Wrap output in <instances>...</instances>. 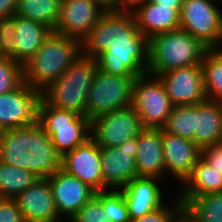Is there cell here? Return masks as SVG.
I'll return each mask as SVG.
<instances>
[{"mask_svg": "<svg viewBox=\"0 0 222 222\" xmlns=\"http://www.w3.org/2000/svg\"><path fill=\"white\" fill-rule=\"evenodd\" d=\"M62 156L37 122L0 133V161L47 178L61 168Z\"/></svg>", "mask_w": 222, "mask_h": 222, "instance_id": "obj_1", "label": "cell"}, {"mask_svg": "<svg viewBox=\"0 0 222 222\" xmlns=\"http://www.w3.org/2000/svg\"><path fill=\"white\" fill-rule=\"evenodd\" d=\"M149 39L138 29L130 9L117 8V36L95 59L98 68L116 76L147 73Z\"/></svg>", "mask_w": 222, "mask_h": 222, "instance_id": "obj_2", "label": "cell"}, {"mask_svg": "<svg viewBox=\"0 0 222 222\" xmlns=\"http://www.w3.org/2000/svg\"><path fill=\"white\" fill-rule=\"evenodd\" d=\"M82 54L81 41L51 31L37 52L23 64V81L43 92Z\"/></svg>", "mask_w": 222, "mask_h": 222, "instance_id": "obj_3", "label": "cell"}, {"mask_svg": "<svg viewBox=\"0 0 222 222\" xmlns=\"http://www.w3.org/2000/svg\"><path fill=\"white\" fill-rule=\"evenodd\" d=\"M208 47L182 29L149 38L147 73L159 75L189 65H201Z\"/></svg>", "mask_w": 222, "mask_h": 222, "instance_id": "obj_4", "label": "cell"}, {"mask_svg": "<svg viewBox=\"0 0 222 222\" xmlns=\"http://www.w3.org/2000/svg\"><path fill=\"white\" fill-rule=\"evenodd\" d=\"M98 69L95 58L81 54L60 78L42 92V98L52 107L87 117V97Z\"/></svg>", "mask_w": 222, "mask_h": 222, "instance_id": "obj_5", "label": "cell"}, {"mask_svg": "<svg viewBox=\"0 0 222 222\" xmlns=\"http://www.w3.org/2000/svg\"><path fill=\"white\" fill-rule=\"evenodd\" d=\"M38 123L61 156L91 138V120L88 117L52 107L43 98L38 106Z\"/></svg>", "mask_w": 222, "mask_h": 222, "instance_id": "obj_6", "label": "cell"}, {"mask_svg": "<svg viewBox=\"0 0 222 222\" xmlns=\"http://www.w3.org/2000/svg\"><path fill=\"white\" fill-rule=\"evenodd\" d=\"M131 106L143 127L154 129L165 126L174 107L160 78L148 73L135 77Z\"/></svg>", "mask_w": 222, "mask_h": 222, "instance_id": "obj_7", "label": "cell"}, {"mask_svg": "<svg viewBox=\"0 0 222 222\" xmlns=\"http://www.w3.org/2000/svg\"><path fill=\"white\" fill-rule=\"evenodd\" d=\"M134 79L135 76H116L98 69L87 97V117L92 120L131 106Z\"/></svg>", "mask_w": 222, "mask_h": 222, "instance_id": "obj_8", "label": "cell"}, {"mask_svg": "<svg viewBox=\"0 0 222 222\" xmlns=\"http://www.w3.org/2000/svg\"><path fill=\"white\" fill-rule=\"evenodd\" d=\"M215 1L184 0L179 13L180 29L208 48L222 46V10Z\"/></svg>", "mask_w": 222, "mask_h": 222, "instance_id": "obj_9", "label": "cell"}, {"mask_svg": "<svg viewBox=\"0 0 222 222\" xmlns=\"http://www.w3.org/2000/svg\"><path fill=\"white\" fill-rule=\"evenodd\" d=\"M144 129L138 113L129 106L92 119L90 136L99 147H119Z\"/></svg>", "mask_w": 222, "mask_h": 222, "instance_id": "obj_10", "label": "cell"}, {"mask_svg": "<svg viewBox=\"0 0 222 222\" xmlns=\"http://www.w3.org/2000/svg\"><path fill=\"white\" fill-rule=\"evenodd\" d=\"M110 7L106 0H64L54 31L82 41Z\"/></svg>", "mask_w": 222, "mask_h": 222, "instance_id": "obj_11", "label": "cell"}, {"mask_svg": "<svg viewBox=\"0 0 222 222\" xmlns=\"http://www.w3.org/2000/svg\"><path fill=\"white\" fill-rule=\"evenodd\" d=\"M42 92L23 82L0 95V131L26 127L38 122Z\"/></svg>", "mask_w": 222, "mask_h": 222, "instance_id": "obj_12", "label": "cell"}, {"mask_svg": "<svg viewBox=\"0 0 222 222\" xmlns=\"http://www.w3.org/2000/svg\"><path fill=\"white\" fill-rule=\"evenodd\" d=\"M138 136L119 147H100L103 182L112 190H120L137 178L136 154Z\"/></svg>", "mask_w": 222, "mask_h": 222, "instance_id": "obj_13", "label": "cell"}, {"mask_svg": "<svg viewBox=\"0 0 222 222\" xmlns=\"http://www.w3.org/2000/svg\"><path fill=\"white\" fill-rule=\"evenodd\" d=\"M174 106L196 105L207 99L201 65H189L157 75Z\"/></svg>", "mask_w": 222, "mask_h": 222, "instance_id": "obj_14", "label": "cell"}, {"mask_svg": "<svg viewBox=\"0 0 222 222\" xmlns=\"http://www.w3.org/2000/svg\"><path fill=\"white\" fill-rule=\"evenodd\" d=\"M61 169L95 192L110 190L103 182L100 147L91 138L62 156Z\"/></svg>", "mask_w": 222, "mask_h": 222, "instance_id": "obj_15", "label": "cell"}, {"mask_svg": "<svg viewBox=\"0 0 222 222\" xmlns=\"http://www.w3.org/2000/svg\"><path fill=\"white\" fill-rule=\"evenodd\" d=\"M47 179L60 218H73L95 196L92 188L61 168Z\"/></svg>", "mask_w": 222, "mask_h": 222, "instance_id": "obj_16", "label": "cell"}, {"mask_svg": "<svg viewBox=\"0 0 222 222\" xmlns=\"http://www.w3.org/2000/svg\"><path fill=\"white\" fill-rule=\"evenodd\" d=\"M165 173L179 181L181 186L191 175L201 157V149L193 140L180 137L162 129Z\"/></svg>", "mask_w": 222, "mask_h": 222, "instance_id": "obj_17", "label": "cell"}, {"mask_svg": "<svg viewBox=\"0 0 222 222\" xmlns=\"http://www.w3.org/2000/svg\"><path fill=\"white\" fill-rule=\"evenodd\" d=\"M14 200L25 222H55L60 219L47 178H38Z\"/></svg>", "mask_w": 222, "mask_h": 222, "instance_id": "obj_18", "label": "cell"}, {"mask_svg": "<svg viewBox=\"0 0 222 222\" xmlns=\"http://www.w3.org/2000/svg\"><path fill=\"white\" fill-rule=\"evenodd\" d=\"M163 180L158 178L137 177L121 188L129 212L130 220L142 217L161 206L164 202L160 189ZM160 185V186H159Z\"/></svg>", "mask_w": 222, "mask_h": 222, "instance_id": "obj_19", "label": "cell"}, {"mask_svg": "<svg viewBox=\"0 0 222 222\" xmlns=\"http://www.w3.org/2000/svg\"><path fill=\"white\" fill-rule=\"evenodd\" d=\"M137 177L167 180L165 173L162 129L145 128L138 134Z\"/></svg>", "mask_w": 222, "mask_h": 222, "instance_id": "obj_20", "label": "cell"}, {"mask_svg": "<svg viewBox=\"0 0 222 222\" xmlns=\"http://www.w3.org/2000/svg\"><path fill=\"white\" fill-rule=\"evenodd\" d=\"M139 31L148 39L158 33L174 31L180 28V15L174 7L159 6L144 0L130 8Z\"/></svg>", "mask_w": 222, "mask_h": 222, "instance_id": "obj_21", "label": "cell"}, {"mask_svg": "<svg viewBox=\"0 0 222 222\" xmlns=\"http://www.w3.org/2000/svg\"><path fill=\"white\" fill-rule=\"evenodd\" d=\"M194 142L201 150L222 143V102L206 99L196 104Z\"/></svg>", "mask_w": 222, "mask_h": 222, "instance_id": "obj_22", "label": "cell"}, {"mask_svg": "<svg viewBox=\"0 0 222 222\" xmlns=\"http://www.w3.org/2000/svg\"><path fill=\"white\" fill-rule=\"evenodd\" d=\"M179 187V190H175L178 198H193L222 192V174L200 157L193 167L191 175Z\"/></svg>", "mask_w": 222, "mask_h": 222, "instance_id": "obj_23", "label": "cell"}, {"mask_svg": "<svg viewBox=\"0 0 222 222\" xmlns=\"http://www.w3.org/2000/svg\"><path fill=\"white\" fill-rule=\"evenodd\" d=\"M51 31L42 23L15 15L14 42L17 45V62L25 64L37 52Z\"/></svg>", "mask_w": 222, "mask_h": 222, "instance_id": "obj_24", "label": "cell"}, {"mask_svg": "<svg viewBox=\"0 0 222 222\" xmlns=\"http://www.w3.org/2000/svg\"><path fill=\"white\" fill-rule=\"evenodd\" d=\"M117 36V8L111 6L81 41L82 55L96 58Z\"/></svg>", "mask_w": 222, "mask_h": 222, "instance_id": "obj_25", "label": "cell"}, {"mask_svg": "<svg viewBox=\"0 0 222 222\" xmlns=\"http://www.w3.org/2000/svg\"><path fill=\"white\" fill-rule=\"evenodd\" d=\"M60 0H19L15 15L42 23L55 30L60 16Z\"/></svg>", "mask_w": 222, "mask_h": 222, "instance_id": "obj_26", "label": "cell"}, {"mask_svg": "<svg viewBox=\"0 0 222 222\" xmlns=\"http://www.w3.org/2000/svg\"><path fill=\"white\" fill-rule=\"evenodd\" d=\"M201 66L207 99L222 102V46L209 47Z\"/></svg>", "mask_w": 222, "mask_h": 222, "instance_id": "obj_27", "label": "cell"}, {"mask_svg": "<svg viewBox=\"0 0 222 222\" xmlns=\"http://www.w3.org/2000/svg\"><path fill=\"white\" fill-rule=\"evenodd\" d=\"M38 178L24 168L0 161V197L14 198L32 186Z\"/></svg>", "mask_w": 222, "mask_h": 222, "instance_id": "obj_28", "label": "cell"}, {"mask_svg": "<svg viewBox=\"0 0 222 222\" xmlns=\"http://www.w3.org/2000/svg\"><path fill=\"white\" fill-rule=\"evenodd\" d=\"M179 200L202 222H222V192L179 198Z\"/></svg>", "mask_w": 222, "mask_h": 222, "instance_id": "obj_29", "label": "cell"}, {"mask_svg": "<svg viewBox=\"0 0 222 222\" xmlns=\"http://www.w3.org/2000/svg\"><path fill=\"white\" fill-rule=\"evenodd\" d=\"M195 123L196 105L174 106L162 129L165 132L194 141Z\"/></svg>", "mask_w": 222, "mask_h": 222, "instance_id": "obj_30", "label": "cell"}, {"mask_svg": "<svg viewBox=\"0 0 222 222\" xmlns=\"http://www.w3.org/2000/svg\"><path fill=\"white\" fill-rule=\"evenodd\" d=\"M105 211V218L110 222H131L124 195L121 190L95 192Z\"/></svg>", "mask_w": 222, "mask_h": 222, "instance_id": "obj_31", "label": "cell"}, {"mask_svg": "<svg viewBox=\"0 0 222 222\" xmlns=\"http://www.w3.org/2000/svg\"><path fill=\"white\" fill-rule=\"evenodd\" d=\"M23 65L8 57H0V95L23 83Z\"/></svg>", "mask_w": 222, "mask_h": 222, "instance_id": "obj_32", "label": "cell"}, {"mask_svg": "<svg viewBox=\"0 0 222 222\" xmlns=\"http://www.w3.org/2000/svg\"><path fill=\"white\" fill-rule=\"evenodd\" d=\"M15 40V15L0 18V57L17 61Z\"/></svg>", "mask_w": 222, "mask_h": 222, "instance_id": "obj_33", "label": "cell"}, {"mask_svg": "<svg viewBox=\"0 0 222 222\" xmlns=\"http://www.w3.org/2000/svg\"><path fill=\"white\" fill-rule=\"evenodd\" d=\"M176 195V196H175ZM168 204H164L160 208L145 214L142 217L131 220V222H177L178 211L182 205L177 193L170 197Z\"/></svg>", "mask_w": 222, "mask_h": 222, "instance_id": "obj_34", "label": "cell"}, {"mask_svg": "<svg viewBox=\"0 0 222 222\" xmlns=\"http://www.w3.org/2000/svg\"><path fill=\"white\" fill-rule=\"evenodd\" d=\"M77 222H103L105 211L101 201L96 197H92L74 216Z\"/></svg>", "mask_w": 222, "mask_h": 222, "instance_id": "obj_35", "label": "cell"}, {"mask_svg": "<svg viewBox=\"0 0 222 222\" xmlns=\"http://www.w3.org/2000/svg\"><path fill=\"white\" fill-rule=\"evenodd\" d=\"M0 222H25L14 198L0 197Z\"/></svg>", "mask_w": 222, "mask_h": 222, "instance_id": "obj_36", "label": "cell"}, {"mask_svg": "<svg viewBox=\"0 0 222 222\" xmlns=\"http://www.w3.org/2000/svg\"><path fill=\"white\" fill-rule=\"evenodd\" d=\"M201 158L222 174V143L203 148Z\"/></svg>", "mask_w": 222, "mask_h": 222, "instance_id": "obj_37", "label": "cell"}, {"mask_svg": "<svg viewBox=\"0 0 222 222\" xmlns=\"http://www.w3.org/2000/svg\"><path fill=\"white\" fill-rule=\"evenodd\" d=\"M19 0H0V18L13 16Z\"/></svg>", "mask_w": 222, "mask_h": 222, "instance_id": "obj_38", "label": "cell"}, {"mask_svg": "<svg viewBox=\"0 0 222 222\" xmlns=\"http://www.w3.org/2000/svg\"><path fill=\"white\" fill-rule=\"evenodd\" d=\"M177 222H202L201 220L197 219L183 204L181 205L178 216Z\"/></svg>", "mask_w": 222, "mask_h": 222, "instance_id": "obj_39", "label": "cell"}, {"mask_svg": "<svg viewBox=\"0 0 222 222\" xmlns=\"http://www.w3.org/2000/svg\"><path fill=\"white\" fill-rule=\"evenodd\" d=\"M159 6L174 7L179 13L184 0H150Z\"/></svg>", "mask_w": 222, "mask_h": 222, "instance_id": "obj_40", "label": "cell"}, {"mask_svg": "<svg viewBox=\"0 0 222 222\" xmlns=\"http://www.w3.org/2000/svg\"><path fill=\"white\" fill-rule=\"evenodd\" d=\"M140 1L144 0H117L112 6L116 8L130 9Z\"/></svg>", "mask_w": 222, "mask_h": 222, "instance_id": "obj_41", "label": "cell"}, {"mask_svg": "<svg viewBox=\"0 0 222 222\" xmlns=\"http://www.w3.org/2000/svg\"><path fill=\"white\" fill-rule=\"evenodd\" d=\"M63 219H65V220H63ZM55 222H77V221H75L73 218H60V219L56 220Z\"/></svg>", "mask_w": 222, "mask_h": 222, "instance_id": "obj_42", "label": "cell"}, {"mask_svg": "<svg viewBox=\"0 0 222 222\" xmlns=\"http://www.w3.org/2000/svg\"><path fill=\"white\" fill-rule=\"evenodd\" d=\"M111 6L117 1V0H106Z\"/></svg>", "mask_w": 222, "mask_h": 222, "instance_id": "obj_43", "label": "cell"}]
</instances>
